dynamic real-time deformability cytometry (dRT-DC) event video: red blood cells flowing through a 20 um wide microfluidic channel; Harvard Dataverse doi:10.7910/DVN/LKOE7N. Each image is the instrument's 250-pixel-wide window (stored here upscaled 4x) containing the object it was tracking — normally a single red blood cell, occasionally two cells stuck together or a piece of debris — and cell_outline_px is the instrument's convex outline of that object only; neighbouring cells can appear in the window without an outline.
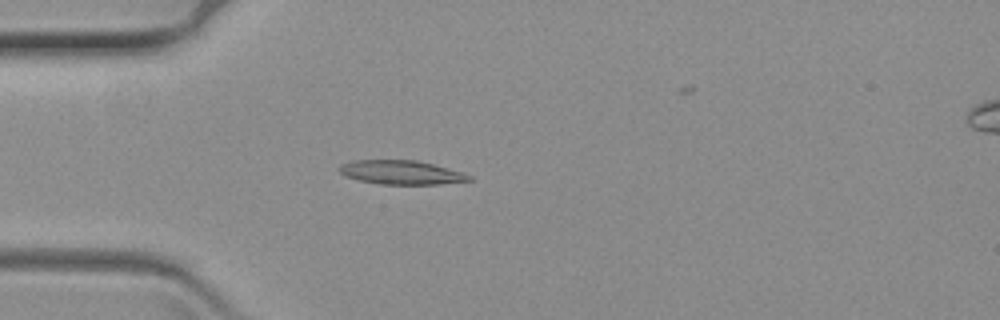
{"species": "common noctule bat (a hibernating species)", "species_latin": "Nyctalus noctula", "temperature_condition": "warm", "stored_images_in_passage": 57, "camera_frame_rate_fps": 3000, "um_per_image_px": 0.085, "animal": {"sex": "female", "body_mass_g": 19.3, "forearm_length_mm": 54.1}, "frame": {"image": 1, "passage_image": 18, "time_ms": 5.667, "image_size_px": [1000, 320], "cell_outline_px": [[472, 180], [440, 184], [380, 184], [360, 180], [344, 176], [336, 168], [340, 164], [352, 160], [416, 160], [432, 164], [460, 172], [472, 176]], "centroid_in_image_um": [34.03, 14.65], "position_along_channel_um": 51.0, "area_um2": 18.03}}
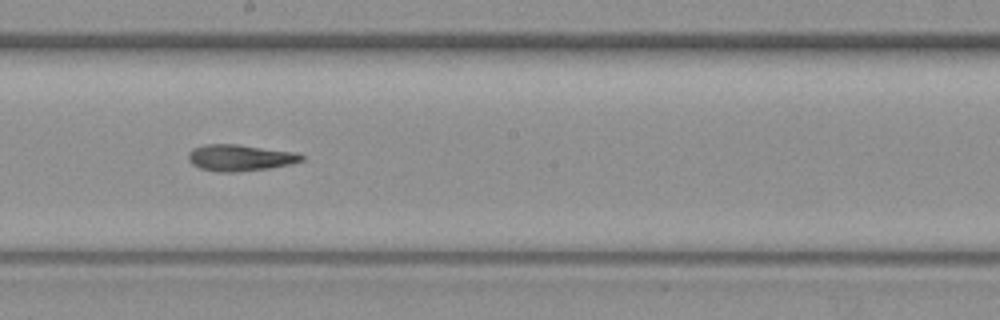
{"frame": {"image": 2, "passage_image": 35, "time_ms": 11.333, "image_size_px": [1000, 320], "cell_outline_px": [[304, 160], [292, 164], [272, 168], [240, 172], [216, 172], [200, 168], [192, 164], [188, 160], [188, 152], [192, 148], [204, 144], [236, 144], [296, 152], [304, 156]], "centroid_in_image_um": [20.4, 13.41], "position_along_channel_um": 227.8, "area_um2": 17.74}}
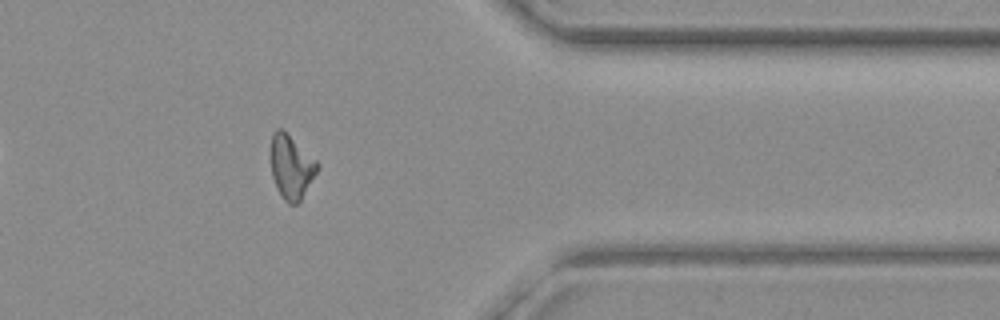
{"frame": {"image": 3, "passage_image": 51, "time_ms": 16.667, "image_size_px": [1000, 320], "cell_outline_px": [[320, 168], [300, 200], [296, 204], [288, 204], [284, 200], [276, 188], [272, 176], [272, 132], [276, 128], [280, 128], [316, 160], [320, 164]], "centroid_in_image_um": [24.77, 14.22], "position_along_channel_um": 386.6, "area_um2": 16.94}}